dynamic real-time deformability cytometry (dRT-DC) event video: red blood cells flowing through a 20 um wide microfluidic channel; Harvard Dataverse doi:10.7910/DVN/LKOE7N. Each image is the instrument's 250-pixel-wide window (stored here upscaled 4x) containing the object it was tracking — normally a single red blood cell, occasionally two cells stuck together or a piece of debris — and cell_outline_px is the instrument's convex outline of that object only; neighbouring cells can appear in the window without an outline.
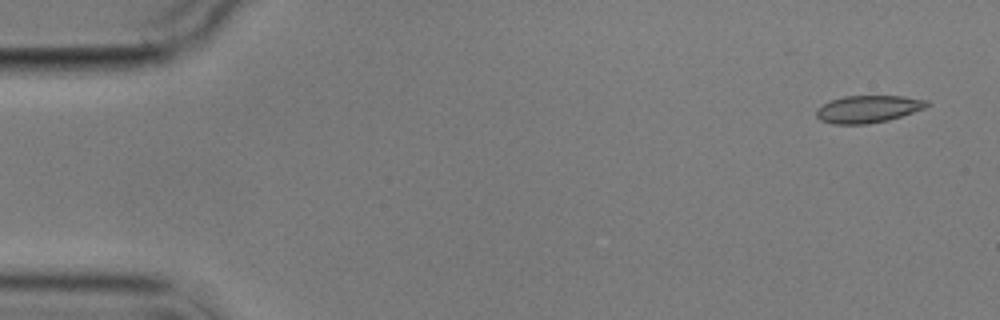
{"species": "common noctule bat (a hibernating species)", "species_latin": "Nyctalus noctula", "temperature_condition": "cold", "stored_images_in_passage": 5, "camera_frame_rate_fps": 3000, "um_per_image_px": 0.085, "animal": {"sex": "male", "body_mass_g": 17.9}, "frame": {"image": 1, "passage_image": 1, "time_ms": 0.0, "image_size_px": [1000, 320], "cell_outline_px": [[932, 104], [924, 108], [888, 120], [868, 124], [832, 124], [820, 120], [816, 116], [816, 108], [832, 100], [844, 96], [904, 96], [928, 100]], "centroid_in_image_um": [73.79, 9.27], "position_along_channel_um": 11.2, "area_um2": 17.57}}
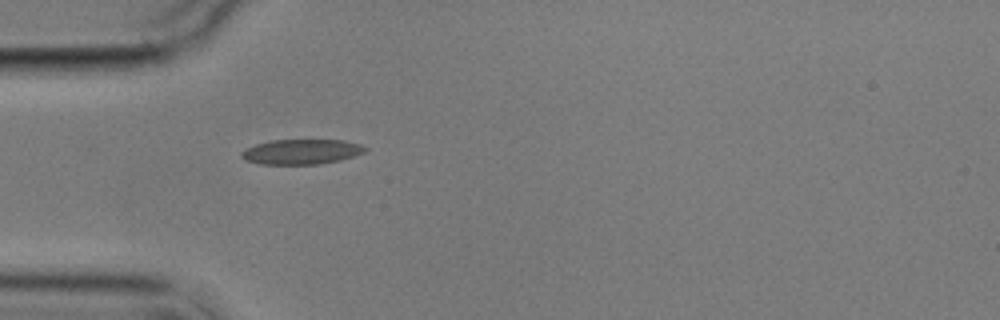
{"frame": {"image": 2, "passage_image": 5, "time_ms": 4.667, "image_size_px": [1000, 320], "cell_outline_px": [[368, 148], [364, 152], [340, 160], [320, 164], [260, 164], [244, 160], [240, 156], [240, 152], [256, 144], [272, 140], [344, 140], [360, 144]], "centroid_in_image_um": [25.61, 12.9], "position_along_channel_um": 59.4, "area_um2": 17.98}}